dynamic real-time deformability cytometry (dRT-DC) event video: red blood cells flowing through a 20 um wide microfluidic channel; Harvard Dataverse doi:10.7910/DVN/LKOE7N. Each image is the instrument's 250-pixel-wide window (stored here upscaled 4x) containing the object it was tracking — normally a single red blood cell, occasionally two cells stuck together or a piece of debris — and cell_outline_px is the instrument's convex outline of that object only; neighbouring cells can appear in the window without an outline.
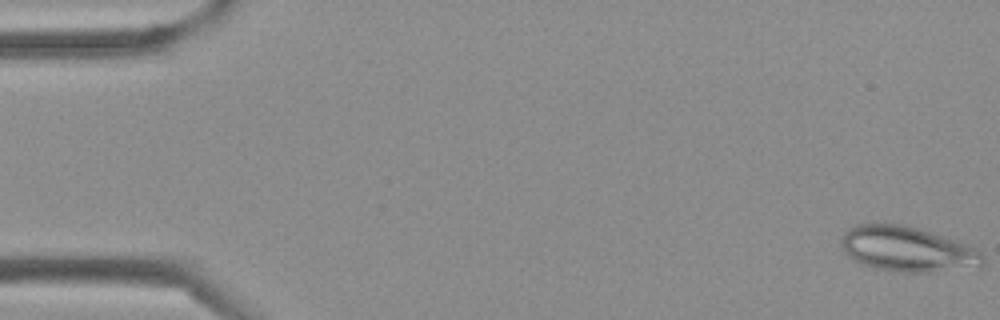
{"species": "Egyptian fruit bat (a non-hibernating species)", "species_latin": "Rousettus aegyptiacus", "temperature_condition": "cold", "stored_images_in_passage": 42, "camera_frame_rate_fps": 3000, "um_per_image_px": 0.085, "frame": {"image": 1, "passage_image": 1, "time_ms": 0.0, "image_size_px": [1000, 320], "cell_outline_px": [[984, 264], [932, 272], [900, 272], [876, 268], [864, 264], [848, 256], [844, 252], [840, 244], [840, 240], [844, 232], [856, 224], [900, 224], [916, 228], [956, 240], [980, 252], [984, 256]], "centroid_in_image_um": [77.05, 21.17], "position_along_channel_um": 7.9, "area_um2": 36.47}}
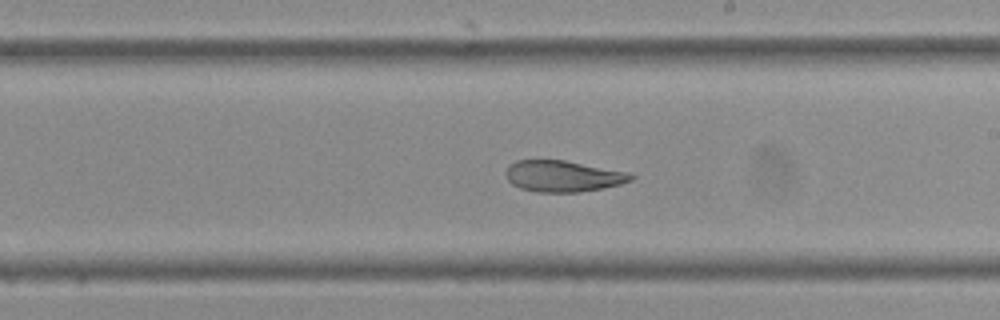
{"frame": {"image": 2, "passage_image": 24, "time_ms": 7.667, "image_size_px": [1000, 320], "cell_outline_px": [[636, 176], [632, 180], [620, 184], [604, 188], [580, 192], [536, 192], [520, 188], [512, 184], [508, 180], [504, 172], [508, 164], [516, 160], [564, 160], [632, 172]], "centroid_in_image_um": [47.87, 14.97], "position_along_channel_um": 241.1, "area_um2": 23.18}}
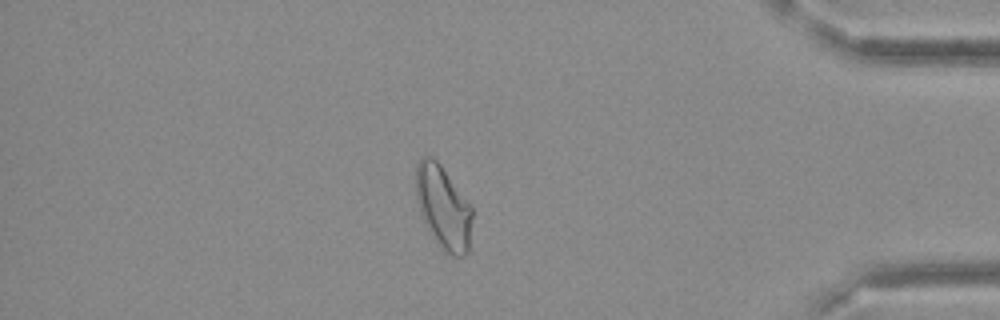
{"frame": {"image": 3, "passage_image": 36, "time_ms": 11.667, "image_size_px": [1000, 320], "cell_outline_px": [[472, 216], [468, 252], [464, 256], [452, 256], [444, 252], [428, 228], [420, 212], [416, 200], [416, 164], [420, 156], [432, 156], [440, 164], [472, 208]], "centroid_in_image_um": [37.66, 17.61], "position_along_channel_um": 397.5, "area_um2": 26.99}}